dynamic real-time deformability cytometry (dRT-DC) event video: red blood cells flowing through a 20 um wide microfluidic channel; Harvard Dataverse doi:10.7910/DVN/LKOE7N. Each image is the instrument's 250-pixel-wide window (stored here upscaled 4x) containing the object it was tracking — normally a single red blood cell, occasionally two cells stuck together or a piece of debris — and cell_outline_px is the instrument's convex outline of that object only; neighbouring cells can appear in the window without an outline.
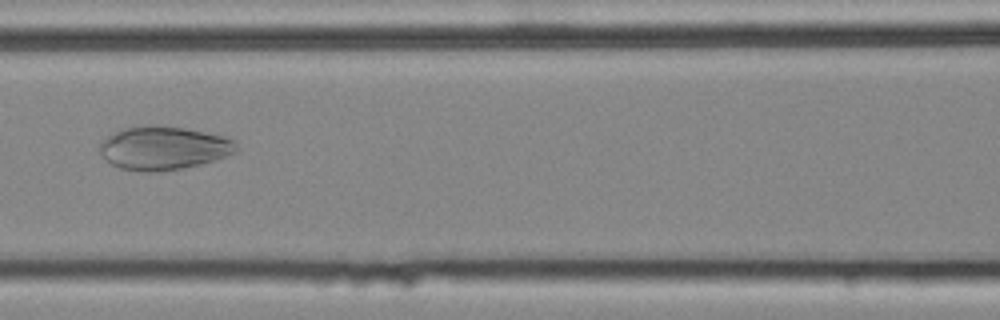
{"species": "common noctule bat (a hibernating species)", "species_latin": "Nyctalus noctula", "temperature_condition": "cold", "stored_images_in_passage": 54, "camera_frame_rate_fps": 3000, "um_per_image_px": 0.085, "animal": {"sex": "female", "body_mass_g": 25.1}, "frame": {"image": 1, "passage_image": 24, "time_ms": 7.667, "image_size_px": [1000, 320], "cell_outline_px": [[236, 152], [200, 164], [184, 168], [156, 172], [148, 172], [120, 168], [112, 164], [100, 152], [100, 140], [124, 128], [144, 124], [184, 128], [224, 136], [236, 140]], "centroid_in_image_um": [13.89, 12.57], "position_along_channel_um": 152.7, "area_um2": 34.33}}
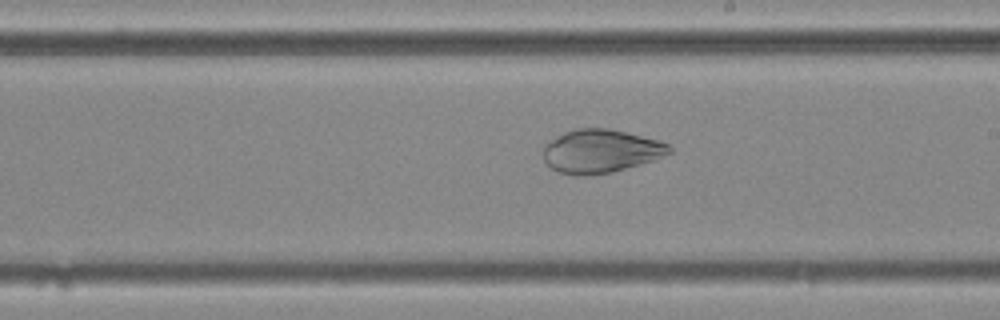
{"frame": {"image": 2, "passage_image": 31, "time_ms": 10.0, "image_size_px": [1000, 320], "cell_outline_px": [[672, 152], [652, 160], [612, 172], [588, 176], [572, 176], [556, 172], [544, 160], [544, 144], [556, 136], [564, 132], [576, 128], [608, 128], [660, 140], [668, 144], [672, 148]], "centroid_in_image_um": [51.03, 12.85], "position_along_channel_um": 238.0, "area_um2": 32.02}}
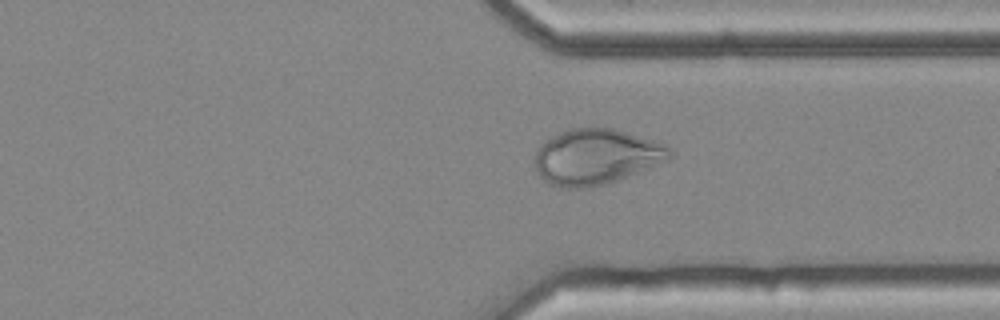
{"frame": {"image": 3, "passage_image": 41, "time_ms": 13.333, "image_size_px": [1000, 320], "cell_outline_px": [[672, 156], [668, 160], [616, 180], [604, 184], [584, 188], [560, 188], [548, 184], [540, 176], [536, 168], [536, 152], [540, 144], [544, 140], [560, 132], [572, 128], [612, 128], [652, 140], [664, 144], [672, 152]], "centroid_in_image_um": [50.63, 13.33], "position_along_channel_um": 360.8, "area_um2": 43.23}}